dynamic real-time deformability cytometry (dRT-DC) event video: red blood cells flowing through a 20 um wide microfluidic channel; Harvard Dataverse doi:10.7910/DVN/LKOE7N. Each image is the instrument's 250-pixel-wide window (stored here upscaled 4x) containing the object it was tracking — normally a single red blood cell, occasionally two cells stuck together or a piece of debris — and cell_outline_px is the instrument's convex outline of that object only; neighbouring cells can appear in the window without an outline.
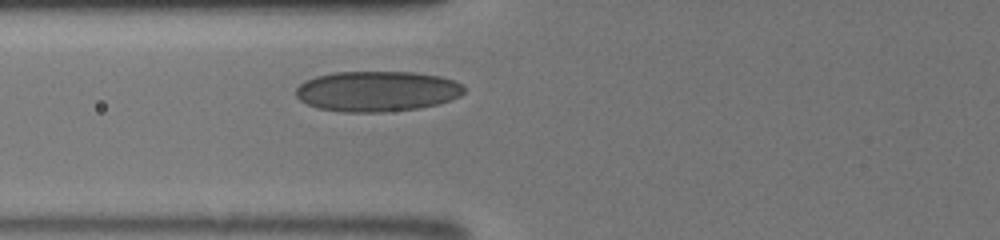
{"species": "human", "species_latin": "Homo sapiens", "temperature_condition": "room temperature", "stored_images_in_passage": 29, "camera_frame_rate_fps": 3000, "um_per_image_px": 0.085, "donor": {"sex": "male"}, "frame": {"image": 1, "passage_image": 4, "time_ms": 1.0, "image_size_px": [1000, 240], "cell_outline_px": [[460, 92], [324, 104], [316, 104], [300, 96], [300, 88], [304, 84], [312, 80], [324, 76], [356, 72], [384, 72], [428, 76], [444, 80], [456, 84], [460, 88]], "centroid_in_image_um": [31.66, 7.41], "position_along_channel_um": 94.1, "area_um2": 26.07}}
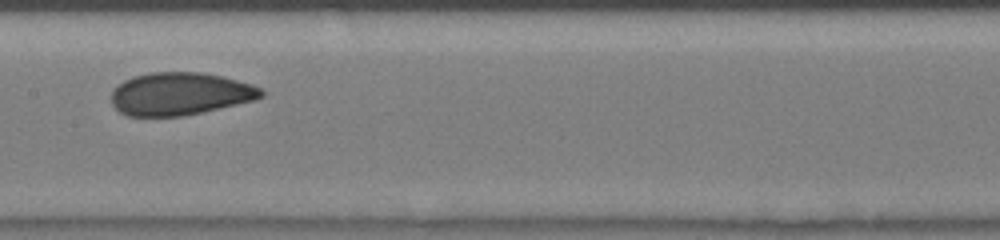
{"frame": {"image": 2, "passage_image": 11, "time_ms": 3.333, "image_size_px": [1000, 240], "cell_outline_px": [[260, 96], [244, 100], [192, 112], [164, 116], [140, 116], [128, 112], [120, 108], [116, 100], [116, 92], [124, 84], [132, 80], [144, 76], [208, 76], [244, 84], [256, 88], [260, 92]], "centroid_in_image_um": [15.27, 8.04], "position_along_channel_um": 192.1, "area_um2": 30.98}}
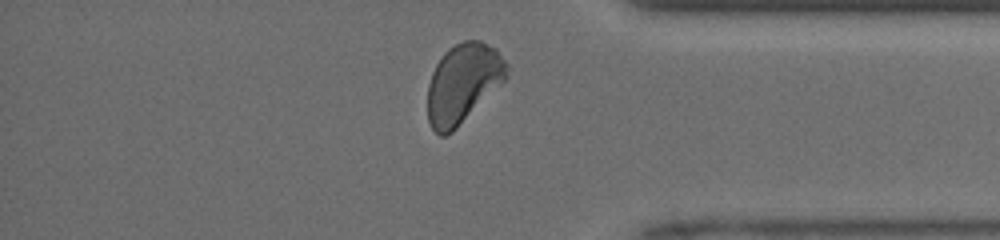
{"frame": {"image": 3, "passage_image": 26, "time_ms": 8.333, "image_size_px": [1000, 240], "cell_outline_px": [[500, 68], [460, 120], [448, 132], [440, 132], [432, 124], [428, 116], [428, 92], [432, 76], [440, 60], [452, 48], [460, 44], [468, 44], [500, 64]], "centroid_in_image_um": [38.94, 7.21], "position_along_channel_um": 396.3, "area_um2": 27.86}, "authors_computed_cell_mechanics": {"area_um2": 30.5762, "velocity_mm_per_s": 4.2101, "shape_relaxation_time_tau1_ms": 2.7093, "shape_relaxation_time_tau2_ms": null, "deformation_change_tau1": 0.1792, "deformation_change_tau2": null}}